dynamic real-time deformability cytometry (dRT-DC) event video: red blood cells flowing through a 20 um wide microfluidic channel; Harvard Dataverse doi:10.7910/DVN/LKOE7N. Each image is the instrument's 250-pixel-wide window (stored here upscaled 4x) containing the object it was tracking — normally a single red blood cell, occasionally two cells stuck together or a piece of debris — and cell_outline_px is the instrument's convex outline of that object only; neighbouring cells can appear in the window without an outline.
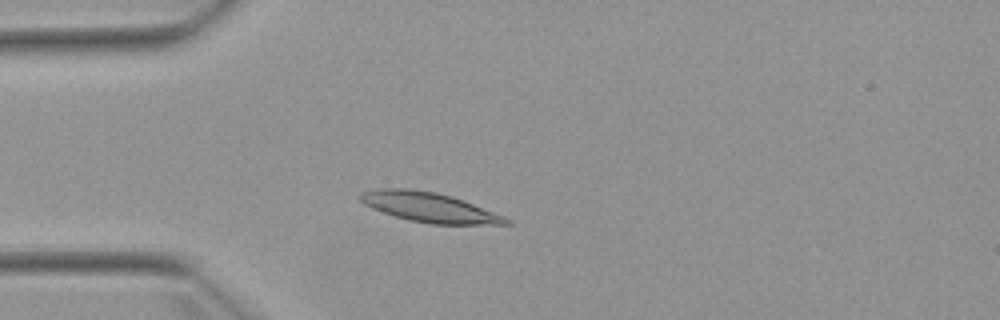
{"species": "Egyptian fruit bat (a non-hibernating species)", "species_latin": "Rousettus aegyptiacus", "temperature_condition": "warm", "stored_images_in_passage": 3, "camera_frame_rate_fps": 3000, "um_per_image_px": 0.085, "animal": {"sex": "female"}, "frame": {"image": 1, "passage_image": 3, "time_ms": 2.333, "image_size_px": [1000, 320], "cell_outline_px": [[512, 224], [428, 224], [408, 220], [372, 208], [364, 204], [356, 196], [360, 192], [380, 188], [408, 188], [436, 192], [452, 196], [464, 200], [504, 216], [512, 220]], "centroid_in_image_um": [36.47, 17.61], "position_along_channel_um": 48.5, "area_um2": 25.32}}